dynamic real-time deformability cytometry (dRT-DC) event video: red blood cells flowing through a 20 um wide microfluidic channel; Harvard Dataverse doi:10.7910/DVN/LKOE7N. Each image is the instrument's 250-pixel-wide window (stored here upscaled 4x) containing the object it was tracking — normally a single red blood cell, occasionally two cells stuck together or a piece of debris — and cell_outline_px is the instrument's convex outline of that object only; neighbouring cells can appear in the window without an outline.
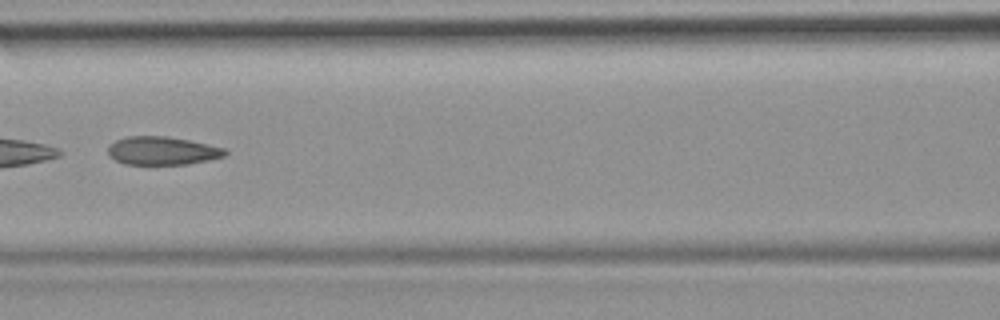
{"species": "common noctule bat (a hibernating species)", "species_latin": "Nyctalus noctula", "temperature_condition": "room temperature", "stored_images_in_passage": 25, "camera_frame_rate_fps": 3000, "um_per_image_px": 0.085, "animal": {"sex": "female", "body_mass_g": 19.9}, "frame": {"image": 1, "passage_image": 22, "time_ms": 7.0, "image_size_px": [1000, 320], "cell_outline_px": [[228, 152], [224, 156], [208, 160], [188, 164], [124, 164], [108, 156], [108, 144], [124, 136], [168, 136], [228, 148]], "centroid_in_image_um": [13.78, 12.8], "position_along_channel_um": 152.8, "area_um2": 19.48}}